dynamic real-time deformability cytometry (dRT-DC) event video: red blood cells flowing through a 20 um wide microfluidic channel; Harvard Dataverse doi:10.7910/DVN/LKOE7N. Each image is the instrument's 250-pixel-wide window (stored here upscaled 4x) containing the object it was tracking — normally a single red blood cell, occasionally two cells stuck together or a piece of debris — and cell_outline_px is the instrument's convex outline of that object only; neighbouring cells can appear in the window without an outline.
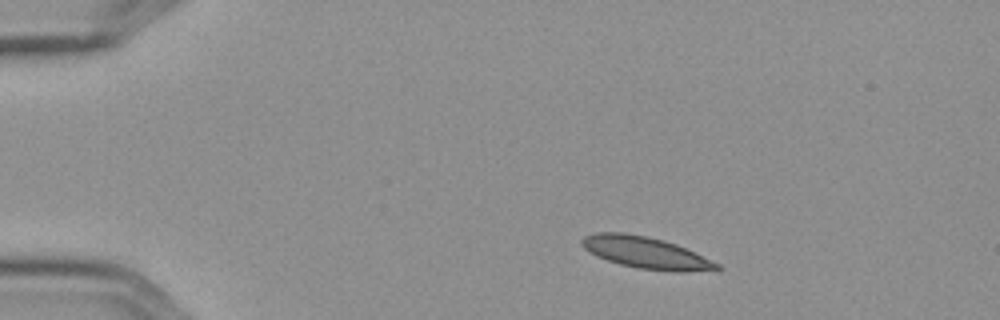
{"species": "Egyptian fruit bat (a non-hibernating species)", "species_latin": "Rousettus aegyptiacus", "temperature_condition": "cold", "stored_images_in_passage": 3, "camera_frame_rate_fps": 3000, "um_per_image_px": 0.085, "frame": {"image": 1, "passage_image": 1, "time_ms": 0.0, "image_size_px": [1000, 320], "cell_outline_px": [[724, 268], [720, 272], [676, 272], [640, 268], [620, 264], [596, 256], [588, 252], [580, 244], [580, 240], [584, 236], [596, 232], [624, 232], [664, 240], [676, 244], [720, 264]], "centroid_in_image_um": [54.96, 21.5], "position_along_channel_um": 30.0, "area_um2": 25.32}}